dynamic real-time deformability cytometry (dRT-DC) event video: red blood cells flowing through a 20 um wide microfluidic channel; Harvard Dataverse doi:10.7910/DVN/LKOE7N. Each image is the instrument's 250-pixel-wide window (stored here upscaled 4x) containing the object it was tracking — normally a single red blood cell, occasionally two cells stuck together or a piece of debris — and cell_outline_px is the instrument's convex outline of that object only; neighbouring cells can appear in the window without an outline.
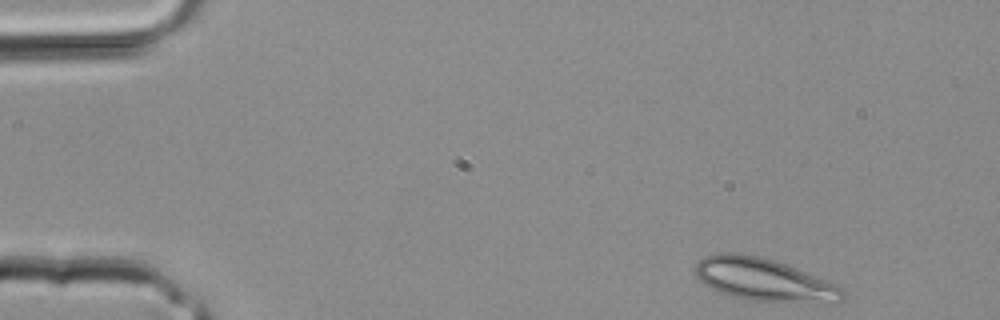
{"species": "common noctule bat (a hibernating species)", "species_latin": "Nyctalus noctula", "temperature_condition": "room temperature", "stored_images_in_passage": 3, "camera_frame_rate_fps": 3000, "um_per_image_px": 0.085, "animal": {"sex": "male", "body_mass_g": 20.4}, "frame": {"image": 1, "passage_image": 1, "time_ms": 0.0, "image_size_px": [1000, 320], "cell_outline_px": [[844, 300], [836, 304], [832, 304], [756, 300], [732, 296], [720, 292], [704, 284], [696, 276], [696, 264], [704, 256], [712, 252], [740, 252], [764, 256], [776, 260], [836, 284], [844, 288]], "centroid_in_image_um": [64.98, 23.76], "position_along_channel_um": 20.0, "area_um2": 37.17}}